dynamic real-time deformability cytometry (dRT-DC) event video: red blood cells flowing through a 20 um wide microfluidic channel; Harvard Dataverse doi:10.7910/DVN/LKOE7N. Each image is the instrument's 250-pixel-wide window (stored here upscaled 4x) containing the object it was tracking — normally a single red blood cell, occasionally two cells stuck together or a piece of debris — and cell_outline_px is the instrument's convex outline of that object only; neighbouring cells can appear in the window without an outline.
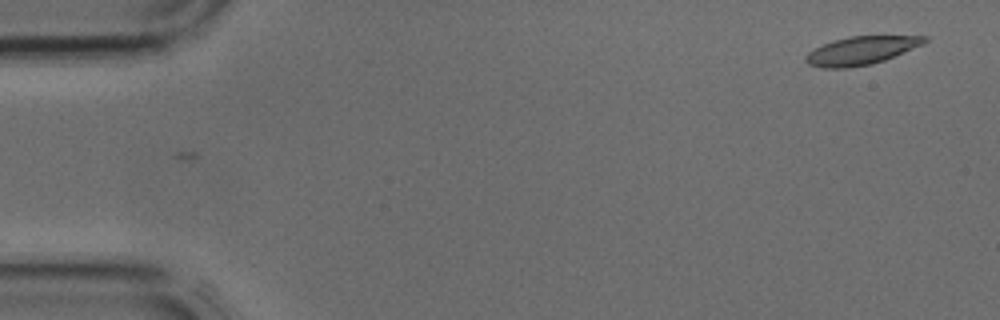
{"species": "common noctule bat (a hibernating species)", "species_latin": "Nyctalus noctula", "temperature_condition": "cold", "stored_images_in_passage": 3, "camera_frame_rate_fps": 3000, "um_per_image_px": 0.085, "animal": {"sex": "male", "body_mass_g": 17.9, "forearm_length_mm": 54.2}, "frame": {"image": 1, "passage_image": 1, "time_ms": 0.0, "image_size_px": [1000, 320], "cell_outline_px": [[928, 40], [924, 44], [884, 60], [872, 64], [848, 68], [820, 68], [808, 64], [804, 60], [804, 56], [808, 52], [824, 44], [848, 36], [928, 36]], "centroid_in_image_um": [73.19, 4.31], "position_along_channel_um": 11.8, "area_um2": 19.48}}
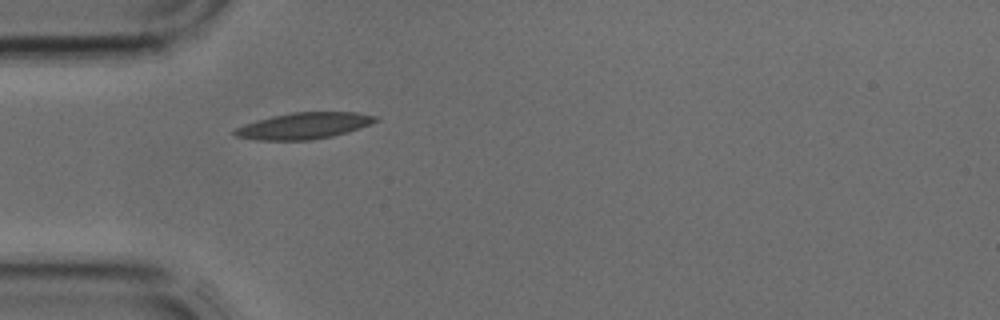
{"frame": {"image": 2, "passage_image": 3, "time_ms": 0.667, "image_size_px": [1000, 320], "cell_outline_px": [[380, 120], [360, 128], [348, 132], [332, 136], [312, 140], [256, 140], [236, 136], [232, 132], [236, 128], [244, 124], [256, 120], [272, 116], [292, 112], [356, 112], [376, 116]], "centroid_in_image_um": [25.84, 10.69], "position_along_channel_um": 59.2, "area_um2": 21.68}}